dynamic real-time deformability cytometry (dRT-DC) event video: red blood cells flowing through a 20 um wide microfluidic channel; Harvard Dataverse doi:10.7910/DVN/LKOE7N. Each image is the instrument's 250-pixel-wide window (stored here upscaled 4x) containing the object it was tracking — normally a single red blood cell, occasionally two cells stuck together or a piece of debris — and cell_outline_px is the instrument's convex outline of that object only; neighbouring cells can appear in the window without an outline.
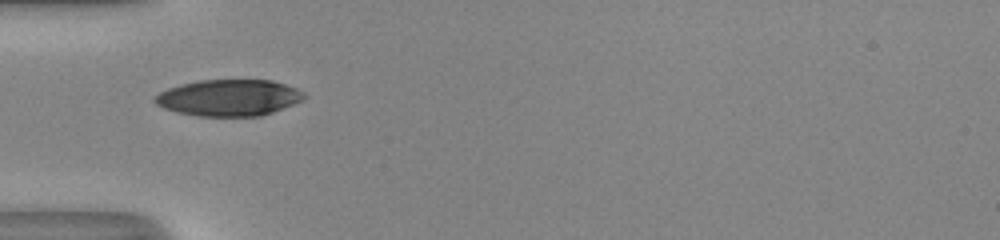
{"species": "human", "species_latin": "Homo sapiens", "temperature_condition": "room temperature", "stored_images_in_passage": 35, "camera_frame_rate_fps": 3000, "um_per_image_px": 0.085, "donor": {"sex": "male"}, "frame": {"image": 1, "passage_image": 1, "time_ms": 0.0, "image_size_px": [1000, 240], "cell_outline_px": [[308, 96], [292, 104], [272, 112], [260, 116], [200, 116], [176, 112], [164, 108], [156, 104], [152, 100], [160, 92], [168, 88], [180, 84], [200, 80], [272, 80], [296, 88], [304, 92]], "centroid_in_image_um": [19.43, 8.3], "position_along_channel_um": 65.6, "area_um2": 31.56}}
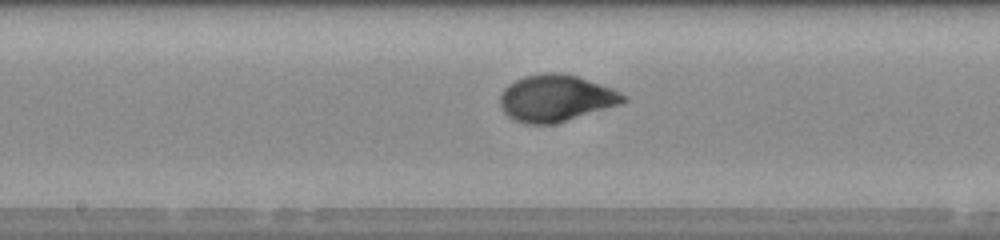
{"frame": {"image": 2, "passage_image": 11, "time_ms": 3.333, "image_size_px": [1000, 240], "cell_outline_px": [[628, 100], [620, 104], [556, 124], [528, 124], [516, 120], [508, 116], [504, 112], [500, 104], [500, 92], [508, 84], [524, 76], [548, 72], [560, 72], [576, 76], [612, 88], [628, 96]], "centroid_in_image_um": [47.25, 8.34], "position_along_channel_um": 200.9, "area_um2": 33.58}}
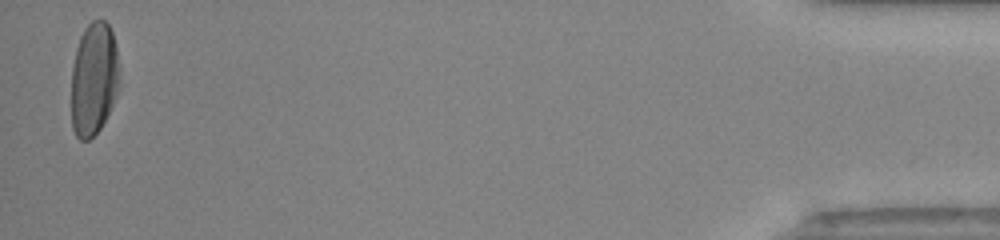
{"frame": {"image": 3, "passage_image": 34, "time_ms": 11.0, "image_size_px": [1000, 240], "cell_outline_px": [[120, 80], [112, 104], [100, 128], [88, 140], [80, 140], [76, 136], [72, 128], [72, 68], [76, 48], [80, 36], [84, 28], [92, 20], [104, 20], [108, 24], [112, 32], [116, 44]], "centroid_in_image_um": [7.97, 6.68], "position_along_channel_um": 427.2, "area_um2": 31.62}, "authors_computed_cell_mechanics": {"area_um2": 32.7726, "velocity_mm_per_s": 4.1179, "shape_relaxation_time_tau1_ms": 3.173, "shape_relaxation_time_tau2_ms": 0.821, "deformation_change_tau1": 0.1832, "deformation_change_tau2": 0.0435}}